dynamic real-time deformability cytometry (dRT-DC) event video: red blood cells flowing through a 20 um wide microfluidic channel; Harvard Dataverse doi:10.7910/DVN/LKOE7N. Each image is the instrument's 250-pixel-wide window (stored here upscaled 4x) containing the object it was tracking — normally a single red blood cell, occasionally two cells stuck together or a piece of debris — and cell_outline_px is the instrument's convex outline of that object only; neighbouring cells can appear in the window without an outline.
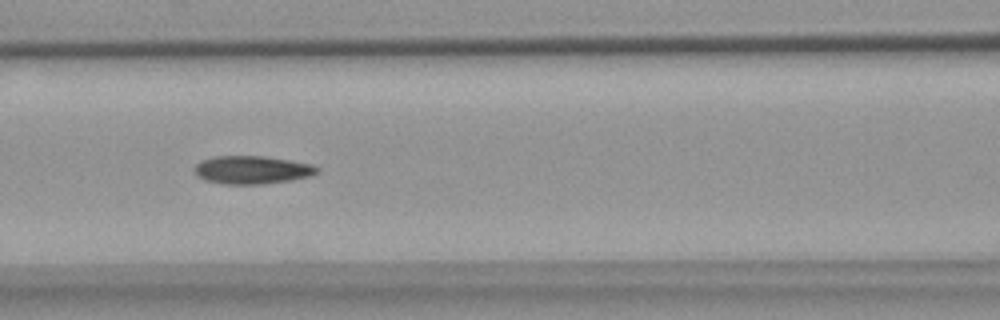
{"species": "common noctule bat (a hibernating species)", "species_latin": "Nyctalus noctula", "temperature_condition": "warm", "stored_images_in_passage": 7, "camera_frame_rate_fps": 3000, "um_per_image_px": 0.085, "animal": {"sex": "female", "body_mass_g": 18.4}, "frame": {"image": 1, "passage_image": 3, "time_ms": 2.333, "image_size_px": [1000, 320], "cell_outline_px": [[320, 172], [312, 176], [264, 184], [224, 184], [204, 180], [196, 176], [196, 164], [204, 160], [216, 156], [264, 156], [312, 164], [320, 168]], "centroid_in_image_um": [21.46, 14.44], "position_along_channel_um": 145.1, "area_um2": 20.0}}
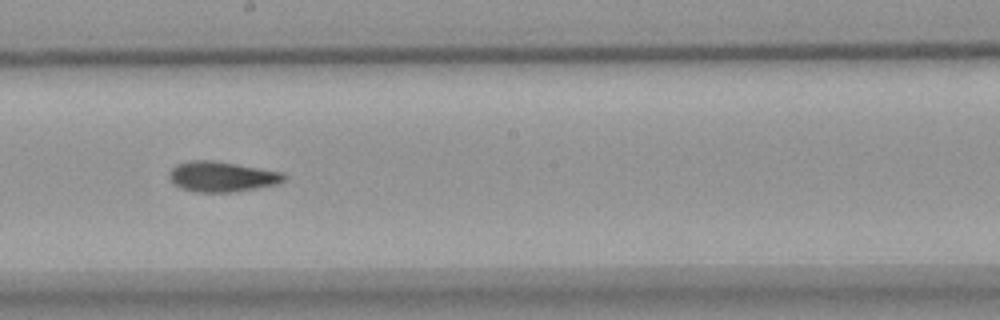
{"frame": {"image": 2, "passage_image": 5, "time_ms": 4.667, "image_size_px": [1000, 320], "cell_outline_px": [[288, 176], [280, 184], [236, 192], [192, 192], [180, 188], [172, 184], [168, 176], [168, 172], [176, 164], [188, 160], [212, 160], [284, 172]], "centroid_in_image_um": [18.85, 15.02], "position_along_channel_um": 229.4, "area_um2": 20.75}}
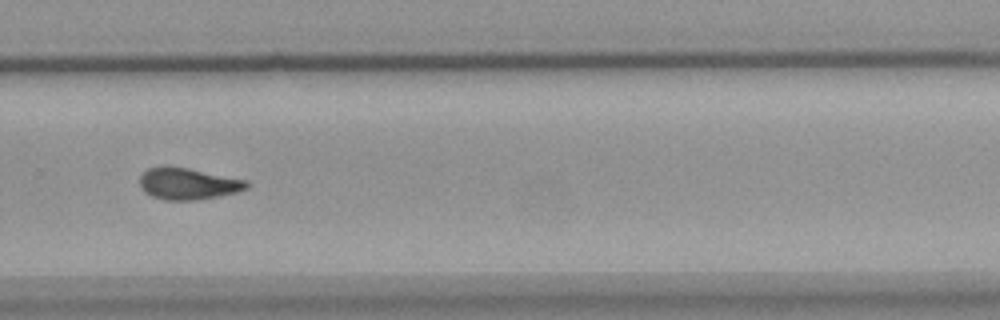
{"frame": {"image": 3, "passage_image": 7, "time_ms": 7.0, "image_size_px": [1000, 320], "cell_outline_px": [[248, 188], [236, 192], [196, 200], [164, 200], [152, 196], [144, 192], [140, 184], [140, 176], [148, 168], [164, 164], [188, 168], [248, 180]], "centroid_in_image_um": [15.95, 15.59], "position_along_channel_um": 313.9, "area_um2": 19.83}}